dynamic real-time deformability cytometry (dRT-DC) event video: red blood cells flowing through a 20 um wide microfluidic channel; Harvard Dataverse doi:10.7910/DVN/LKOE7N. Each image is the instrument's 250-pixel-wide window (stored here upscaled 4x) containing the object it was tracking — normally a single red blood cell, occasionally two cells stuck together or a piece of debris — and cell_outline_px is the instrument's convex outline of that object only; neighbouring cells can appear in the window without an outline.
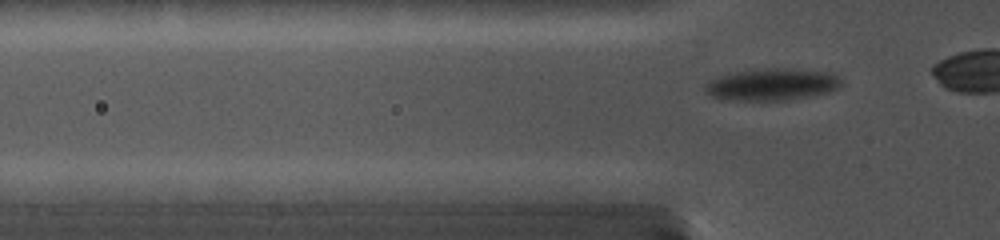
{"species": "common noctule bat (a hibernating species)", "species_latin": "Nyctalus noctula", "temperature_condition": "cold", "stored_images_in_passage": 15, "camera_frame_rate_fps": 5000, "um_per_image_px": 0.085, "animal": {"sex": "female", "body_mass_g": 19.0, "forearm_length_mm": 56.7}, "frame": {"image": 1, "passage_image": 5, "time_ms": 0.8, "image_size_px": [1000, 240], "cell_outline_px": [[840, 84], [836, 88], [824, 92], [788, 100], [728, 100], [712, 96], [708, 92], [708, 84], [724, 76], [736, 72], [772, 68], [776, 68], [820, 72], [832, 76], [840, 80]], "centroid_in_image_um": [65.59, 7.2], "position_along_channel_um": 60.2, "area_um2": 23.64}}
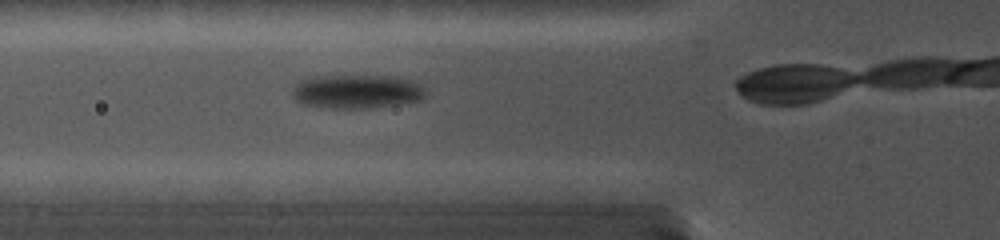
{"frame": {"image": 2, "passage_image": 10, "time_ms": 1.8, "image_size_px": [1000, 240], "cell_outline_px": [[424, 92], [416, 100], [396, 104], [372, 108], [316, 108], [300, 104], [296, 100], [296, 88], [300, 80], [312, 76], [384, 76], [404, 80], [416, 84]], "centroid_in_image_um": [30.18, 7.8], "position_along_channel_um": 95.6, "area_um2": 25.37}}
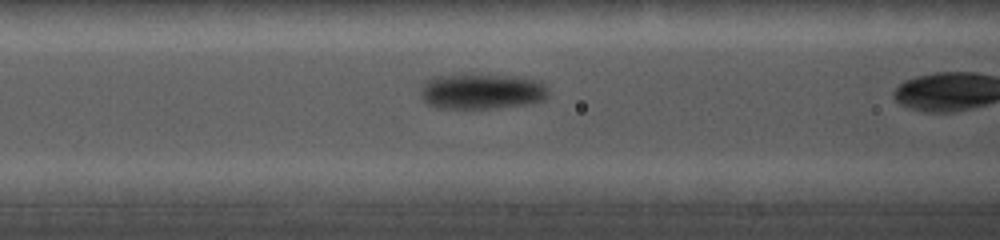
{"frame": {"image": 3, "passage_image": 14, "time_ms": 2.6, "image_size_px": [1000, 240], "cell_outline_px": [[544, 96], [540, 100], [528, 104], [496, 108], [436, 108], [428, 104], [424, 100], [424, 88], [428, 80], [436, 76], [460, 72], [472, 72], [504, 76], [528, 80], [544, 88]], "centroid_in_image_um": [40.8, 7.75], "position_along_channel_um": 125.8, "area_um2": 25.72}}